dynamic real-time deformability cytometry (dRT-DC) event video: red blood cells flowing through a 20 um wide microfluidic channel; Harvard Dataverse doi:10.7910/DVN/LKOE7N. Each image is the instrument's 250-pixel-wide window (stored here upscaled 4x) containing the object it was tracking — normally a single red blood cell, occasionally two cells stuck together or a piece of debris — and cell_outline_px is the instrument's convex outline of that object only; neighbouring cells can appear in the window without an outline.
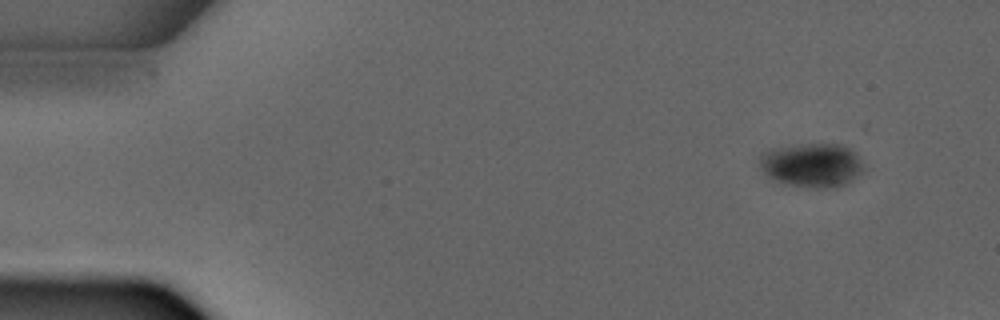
{"species": "common noctule bat (a hibernating species)", "species_latin": "Nyctalus noctula", "temperature_condition": "warm", "stored_images_in_passage": 5, "camera_frame_rate_fps": 3000, "um_per_image_px": 0.085, "animal": {"sex": "male", "forearm_length_mm": 52.5}, "frame": {"image": 1, "passage_image": 1, "time_ms": 0.0, "image_size_px": [1000, 320], "cell_outline_px": [[868, 168], [864, 172], [848, 184], [836, 188], [812, 188], [788, 184], [776, 180], [768, 176], [760, 168], [760, 156], [764, 152], [772, 148], [796, 144], [844, 144], [856, 152]], "centroid_in_image_um": [69.11, 14.03], "position_along_channel_um": 15.9, "area_um2": 27.4}}